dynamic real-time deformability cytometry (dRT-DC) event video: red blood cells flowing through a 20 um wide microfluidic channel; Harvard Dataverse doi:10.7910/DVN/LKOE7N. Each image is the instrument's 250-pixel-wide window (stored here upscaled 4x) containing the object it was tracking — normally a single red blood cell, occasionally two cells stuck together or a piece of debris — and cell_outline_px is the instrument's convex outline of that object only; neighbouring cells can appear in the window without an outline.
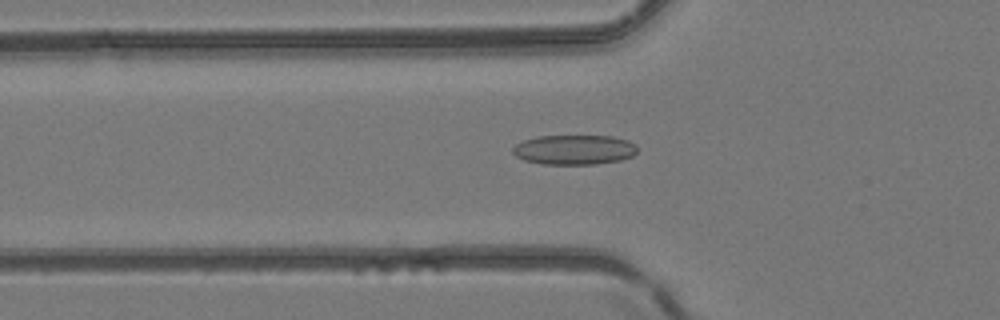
{"species": "common noctule bat (a hibernating species)", "species_latin": "Nyctalus noctula", "temperature_condition": "room temperature", "stored_images_in_passage": 48, "camera_frame_rate_fps": 3000, "um_per_image_px": 0.085, "animal": {"sex": "female", "body_mass_g": 24.6, "forearm_length_mm": 56.2}, "frame": {"image": 1, "passage_image": 17, "time_ms": 5.333, "image_size_px": [1000, 320], "cell_outline_px": [[636, 152], [632, 156], [620, 160], [596, 164], [540, 164], [524, 160], [516, 156], [512, 152], [512, 148], [516, 144], [524, 140], [536, 136], [612, 136], [628, 140], [636, 144]], "centroid_in_image_um": [48.8, 12.72], "position_along_channel_um": 77.0, "area_um2": 21.68}}
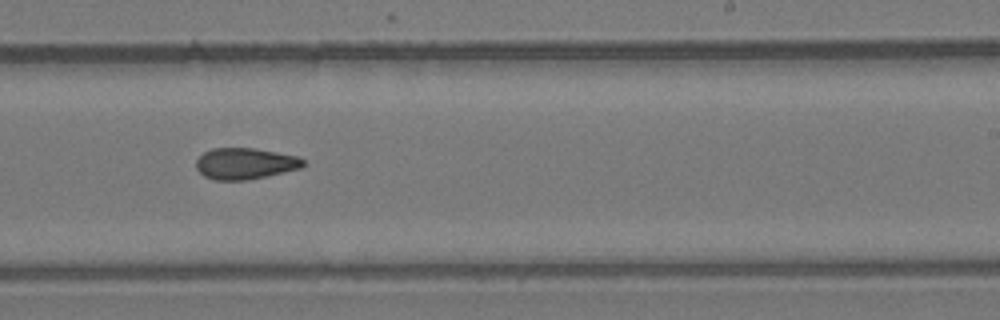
{"frame": {"image": 2, "passage_image": 30, "time_ms": 9.667, "image_size_px": [1000, 320], "cell_outline_px": [[304, 164], [300, 168], [284, 172], [244, 180], [212, 180], [204, 176], [196, 168], [196, 160], [204, 152], [212, 148], [256, 148], [296, 156], [304, 160]], "centroid_in_image_um": [20.79, 13.9], "position_along_channel_um": 268.2, "area_um2": 19.36}}
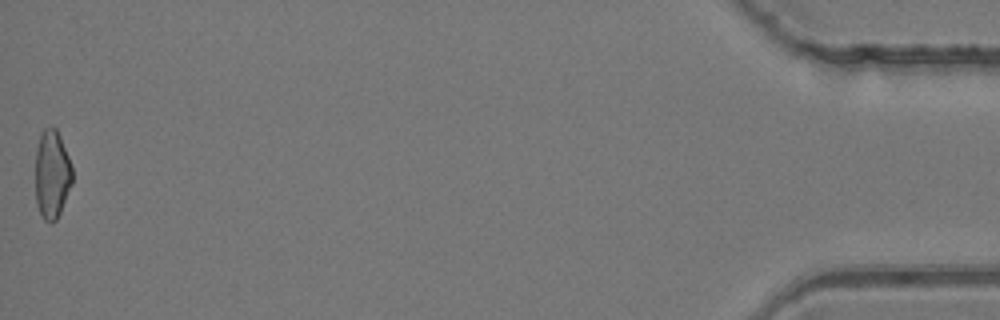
{"frame": {"image": 3, "passage_image": 48, "time_ms": 15.667, "image_size_px": [1000, 320], "cell_outline_px": [[72, 184], [60, 212], [56, 220], [52, 224], [44, 220], [36, 204], [36, 148], [40, 132], [44, 128], [56, 128], [60, 136], [68, 156], [72, 168]], "centroid_in_image_um": [4.41, 14.82], "position_along_channel_um": 430.8, "area_um2": 19.07}}